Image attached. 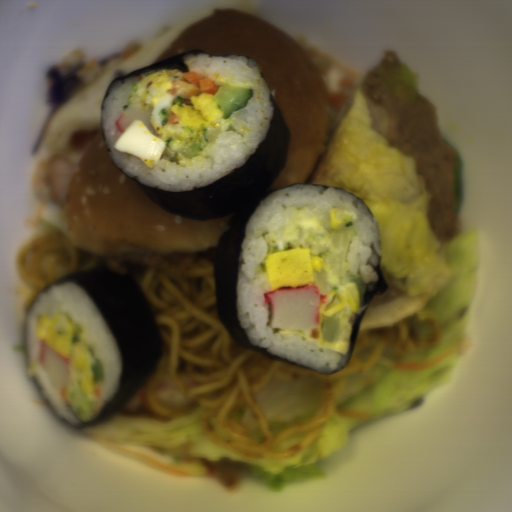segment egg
<instances>
[{
	"label": "egg",
	"mask_w": 512,
	"mask_h": 512,
	"mask_svg": "<svg viewBox=\"0 0 512 512\" xmlns=\"http://www.w3.org/2000/svg\"><path fill=\"white\" fill-rule=\"evenodd\" d=\"M182 75L177 69H160L144 75L135 84L127 107L152 108L148 119L157 135L142 120H135L120 134L113 149L137 157L149 168L162 158L183 167L193 164L181 149L219 121L224 113L215 94L192 95L188 100L191 104H186L182 96L168 92L174 87L173 81ZM169 113L176 115L177 124L168 122Z\"/></svg>",
	"instance_id": "obj_1"
},
{
	"label": "egg",
	"mask_w": 512,
	"mask_h": 512,
	"mask_svg": "<svg viewBox=\"0 0 512 512\" xmlns=\"http://www.w3.org/2000/svg\"><path fill=\"white\" fill-rule=\"evenodd\" d=\"M76 326L72 318L62 311L51 317L41 312L37 318L35 332L39 341L69 359L66 383L77 384L84 394L92 397L94 376L92 356L86 343L72 342Z\"/></svg>",
	"instance_id": "obj_2"
},
{
	"label": "egg",
	"mask_w": 512,
	"mask_h": 512,
	"mask_svg": "<svg viewBox=\"0 0 512 512\" xmlns=\"http://www.w3.org/2000/svg\"><path fill=\"white\" fill-rule=\"evenodd\" d=\"M272 290L314 283L310 248L268 251L262 260Z\"/></svg>",
	"instance_id": "obj_3"
},
{
	"label": "egg",
	"mask_w": 512,
	"mask_h": 512,
	"mask_svg": "<svg viewBox=\"0 0 512 512\" xmlns=\"http://www.w3.org/2000/svg\"><path fill=\"white\" fill-rule=\"evenodd\" d=\"M357 311H354L347 305L344 307V309L337 313L336 315L330 317V318H337L340 319V333L338 338L333 342H327L323 339V321L324 316L320 315V323L319 328L313 329V330H307V331H294V330H287V329H279L277 333H295L302 336H306L310 340H312L317 345H320L322 347H325L327 349H330L334 352H337L341 355H345L347 353V347H348V341L351 335V329H350V318L356 313Z\"/></svg>",
	"instance_id": "obj_4"
}]
</instances>
